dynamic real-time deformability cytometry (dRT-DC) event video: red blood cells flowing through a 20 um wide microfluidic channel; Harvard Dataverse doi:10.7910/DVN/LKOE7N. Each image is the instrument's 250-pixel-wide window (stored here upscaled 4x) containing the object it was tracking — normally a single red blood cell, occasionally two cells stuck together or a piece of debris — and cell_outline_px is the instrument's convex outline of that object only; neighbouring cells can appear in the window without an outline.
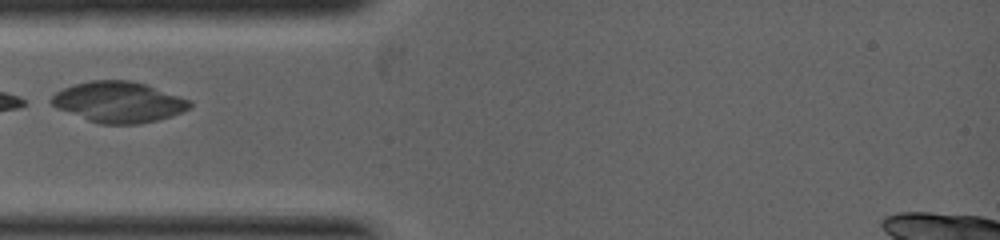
{"species": "common noctule bat (a hibernating species)", "species_latin": "Nyctalus noctula", "temperature_condition": "warm", "stored_images_in_passage": 13, "camera_frame_rate_fps": 5000, "um_per_image_px": 0.085, "animal": {"sex": "female", "body_mass_g": 19.0, "forearm_length_mm": 53.3}, "frame": {"image": 1, "passage_image": 1, "time_ms": 0.0, "image_size_px": [1000, 240], "cell_outline_px": [[192, 104], [188, 108], [172, 116], [140, 124], [100, 124], [88, 120], [56, 108], [48, 100], [56, 92], [72, 84], [92, 80], [128, 80], [148, 84], [192, 100]], "centroid_in_image_um": [10.09, 8.66], "position_along_channel_um": 74.9, "area_um2": 33.06}}